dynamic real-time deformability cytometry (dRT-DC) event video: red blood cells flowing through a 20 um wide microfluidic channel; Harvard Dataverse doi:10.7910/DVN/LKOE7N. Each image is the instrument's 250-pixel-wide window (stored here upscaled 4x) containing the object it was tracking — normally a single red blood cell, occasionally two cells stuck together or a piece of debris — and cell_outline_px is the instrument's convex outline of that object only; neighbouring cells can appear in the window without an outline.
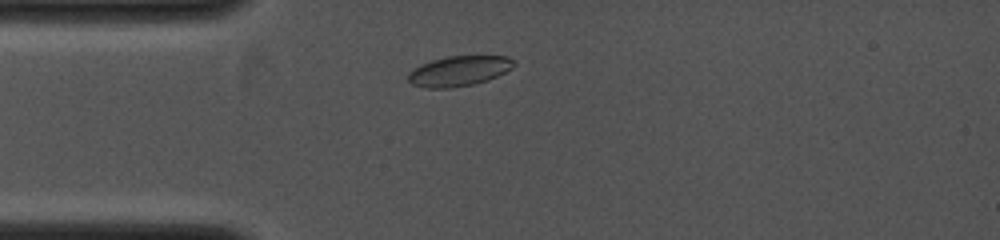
{"species": "common noctule bat (a hibernating species)", "species_latin": "Nyctalus noctula", "temperature_condition": "cold", "stored_images_in_passage": 3, "camera_frame_rate_fps": 4000, "um_per_image_px": 0.085, "animal": {"sex": "female", "body_mass_g": 19.0, "forearm_length_mm": 53.3}, "frame": {"image": 1, "passage_image": 1, "time_ms": 0.0, "image_size_px": [1000, 240], "cell_outline_px": [[516, 64], [512, 68], [488, 80], [472, 84], [452, 88], [424, 88], [412, 84], [408, 80], [408, 72], [420, 64], [432, 60], [448, 56], [508, 56], [516, 60]], "centroid_in_image_um": [39.01, 6.03], "position_along_channel_um": 46.0, "area_um2": 18.67}}
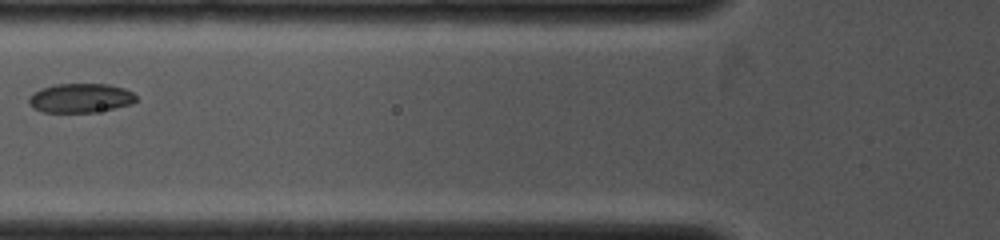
{"frame": {"image": 2, "passage_image": 3, "time_ms": 1.75, "image_size_px": [1000, 240], "cell_outline_px": [[136, 100], [132, 104], [92, 112], [44, 112], [32, 108], [28, 104], [28, 96], [32, 92], [40, 88], [56, 84], [108, 84], [124, 88], [132, 92], [136, 96]], "centroid_in_image_um": [6.78, 8.32], "position_along_channel_um": 119.0, "area_um2": 18.32}}